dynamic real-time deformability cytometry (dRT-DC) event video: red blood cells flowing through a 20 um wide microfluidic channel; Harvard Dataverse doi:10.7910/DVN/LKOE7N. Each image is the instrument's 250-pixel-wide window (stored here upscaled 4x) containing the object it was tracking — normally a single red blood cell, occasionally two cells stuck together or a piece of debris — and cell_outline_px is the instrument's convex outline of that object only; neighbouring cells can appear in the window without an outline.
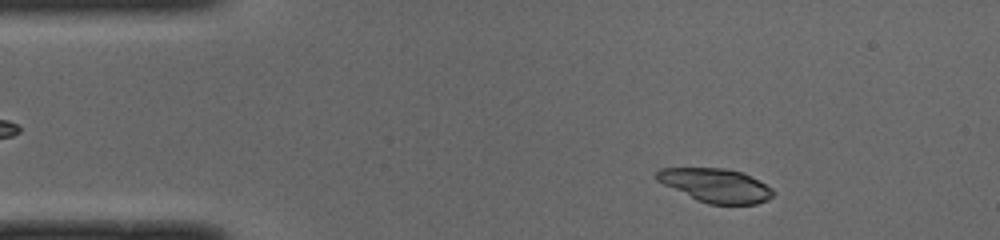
{"species": "common noctule bat (a hibernating species)", "species_latin": "Nyctalus noctula", "temperature_condition": "cold", "stored_images_in_passage": 46, "camera_frame_rate_fps": 3000, "um_per_image_px": 0.085, "animal": {"sex": "male", "body_mass_g": 19.0, "forearm_length_mm": 50.8}, "frame": {"image": 1, "passage_image": 4, "time_ms": 1.0, "image_size_px": [1000, 240], "cell_outline_px": [[772, 196], [768, 200], [756, 204], [708, 204], [696, 200], [656, 180], [652, 176], [660, 168], [724, 168], [744, 172], [772, 188]], "centroid_in_image_um": [60.81, 15.75], "position_along_channel_um": 24.2, "area_um2": 22.95}}
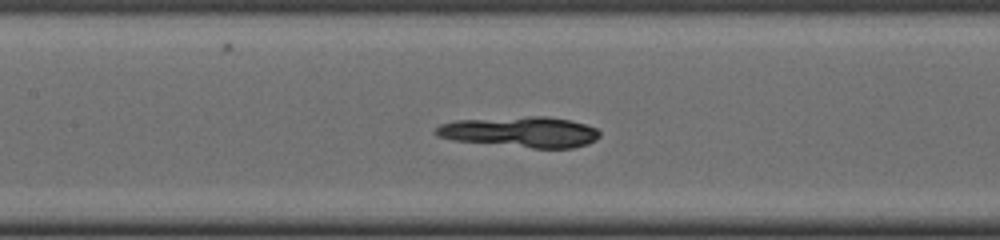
{"frame": {"image": 2, "passage_image": 19, "time_ms": 6.0, "image_size_px": [1000, 240], "cell_outline_px": [[600, 136], [596, 140], [588, 144], [572, 148], [532, 148], [452, 140], [436, 136], [436, 128], [440, 124], [456, 120], [528, 116], [548, 116], [572, 120], [596, 128], [600, 132]], "centroid_in_image_um": [44.27, 11.21], "position_along_channel_um": 163.1, "area_um2": 29.42}}
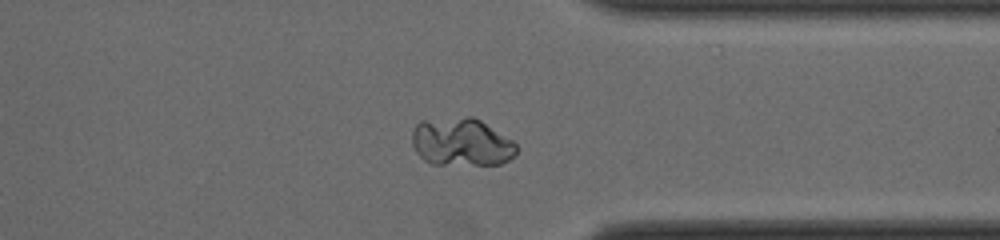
{"frame": {"image": 3, "passage_image": 35, "time_ms": 11.333, "image_size_px": [1000, 240], "cell_outline_px": [[516, 152], [508, 160], [500, 164], [432, 164], [424, 160], [416, 152], [412, 144], [412, 132], [416, 124], [420, 120], [468, 116], [472, 116], [480, 120], [512, 140], [516, 144]], "centroid_in_image_um": [39.18, 12.07], "position_along_channel_um": 372.2, "area_um2": 29.13}}